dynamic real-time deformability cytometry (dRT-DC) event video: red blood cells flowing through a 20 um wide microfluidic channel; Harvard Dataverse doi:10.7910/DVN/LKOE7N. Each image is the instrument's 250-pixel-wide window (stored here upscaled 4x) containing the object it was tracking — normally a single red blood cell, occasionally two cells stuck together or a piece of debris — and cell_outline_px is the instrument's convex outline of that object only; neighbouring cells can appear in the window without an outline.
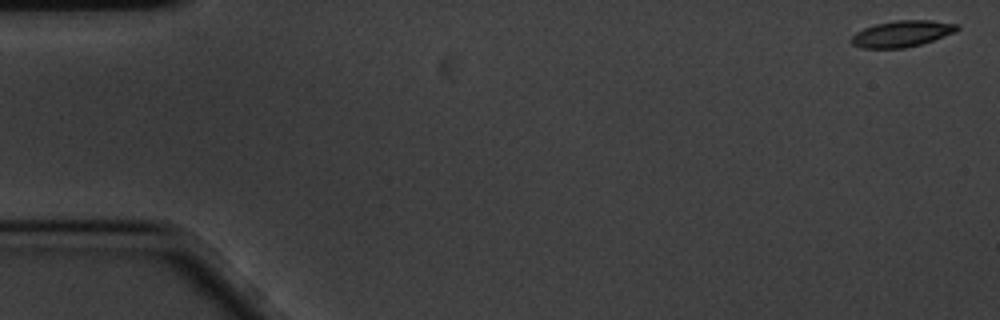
{"species": "common noctule bat (a hibernating species)", "species_latin": "Nyctalus noctula", "temperature_condition": "cold", "stored_images_in_passage": 58, "camera_frame_rate_fps": 3000, "um_per_image_px": 0.085, "animal": {"sex": "male", "body_mass_g": 20.1, "forearm_length_mm": 53.5}, "frame": {"image": 1, "passage_image": 1, "time_ms": 0.0, "image_size_px": [1000, 320], "cell_outline_px": [[960, 28], [956, 32], [920, 44], [904, 48], [864, 48], [852, 44], [848, 40], [856, 32], [864, 28], [876, 24], [896, 20], [932, 20], [960, 24]], "centroid_in_image_um": [76.68, 2.86], "position_along_channel_um": 8.3, "area_um2": 16.24}}
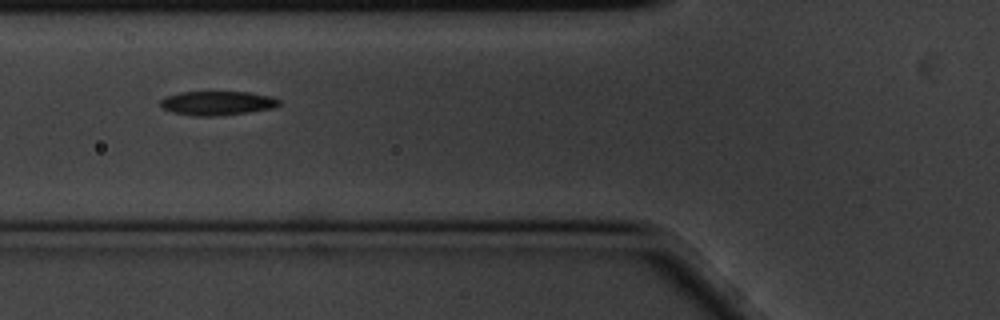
{"frame": {"image": 2, "passage_image": 21, "time_ms": 6.667, "image_size_px": [1000, 320], "cell_outline_px": [[280, 104], [272, 108], [248, 112], [212, 116], [196, 116], [172, 112], [160, 108], [160, 100], [164, 96], [180, 92], [252, 92], [272, 96], [280, 100]], "centroid_in_image_um": [18.43, 8.75], "position_along_channel_um": 107.4, "area_um2": 16.76}}
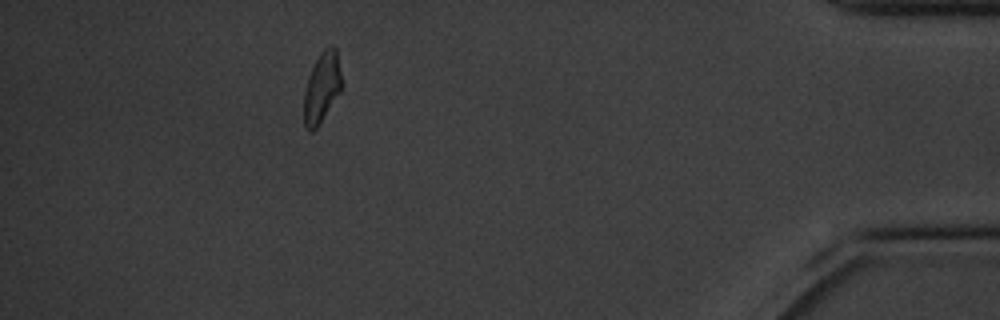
{"frame": {"image": 3, "passage_image": 52, "time_ms": 17.0, "image_size_px": [1000, 320], "cell_outline_px": [[340, 92], [316, 128], [312, 132], [308, 132], [304, 124], [304, 92], [312, 68], [320, 52], [328, 44], [332, 44], [336, 48], [340, 72]], "centroid_in_image_um": [27.34, 7.42], "position_along_channel_um": 407.9, "area_um2": 15.14}, "authors_computed_cell_mechanics": {"area_um2": 16.2418, "velocity_mm_per_s": 3.4239, "shape_relaxation_time_tau1_ms": 4.4075, "shape_relaxation_time_tau2_ms": 5.715, "deformation_change_tau1": 0.1688, "deformation_change_tau2": 0.1283}}